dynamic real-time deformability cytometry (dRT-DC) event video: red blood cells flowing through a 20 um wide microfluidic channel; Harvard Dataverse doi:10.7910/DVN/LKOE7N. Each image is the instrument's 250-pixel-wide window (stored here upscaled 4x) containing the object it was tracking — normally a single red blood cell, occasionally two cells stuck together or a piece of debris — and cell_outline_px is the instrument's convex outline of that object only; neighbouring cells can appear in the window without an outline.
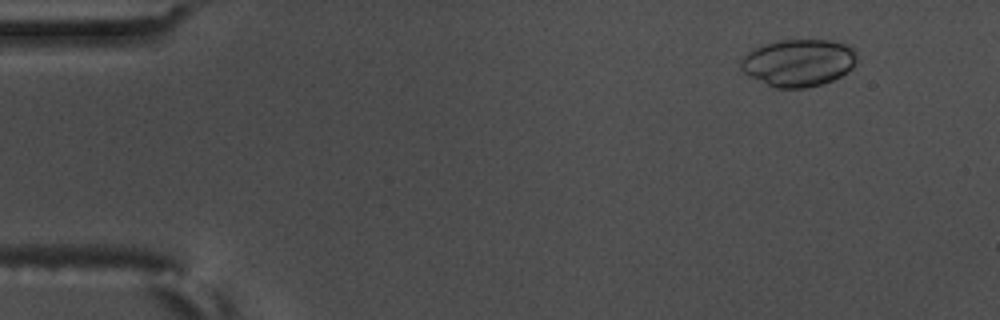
{"species": "common noctule bat (a hibernating species)", "species_latin": "Nyctalus noctula", "temperature_condition": "warm", "stored_images_in_passage": 13, "camera_frame_rate_fps": 3000, "um_per_image_px": 0.085, "animal": {"sex": "male", "body_mass_g": 17.5, "forearm_length_mm": 52.3}, "frame": {"image": 1, "passage_image": 6, "time_ms": 1.667, "image_size_px": [1000, 320], "cell_outline_px": [[856, 60], [852, 68], [848, 72], [832, 80], [820, 84], [804, 88], [776, 88], [748, 76], [740, 68], [740, 60], [748, 52], [764, 44], [780, 40], [832, 40], [844, 44], [852, 48], [856, 52]], "centroid_in_image_um": [67.86, 5.33], "position_along_channel_um": 17.1, "area_um2": 31.85}}